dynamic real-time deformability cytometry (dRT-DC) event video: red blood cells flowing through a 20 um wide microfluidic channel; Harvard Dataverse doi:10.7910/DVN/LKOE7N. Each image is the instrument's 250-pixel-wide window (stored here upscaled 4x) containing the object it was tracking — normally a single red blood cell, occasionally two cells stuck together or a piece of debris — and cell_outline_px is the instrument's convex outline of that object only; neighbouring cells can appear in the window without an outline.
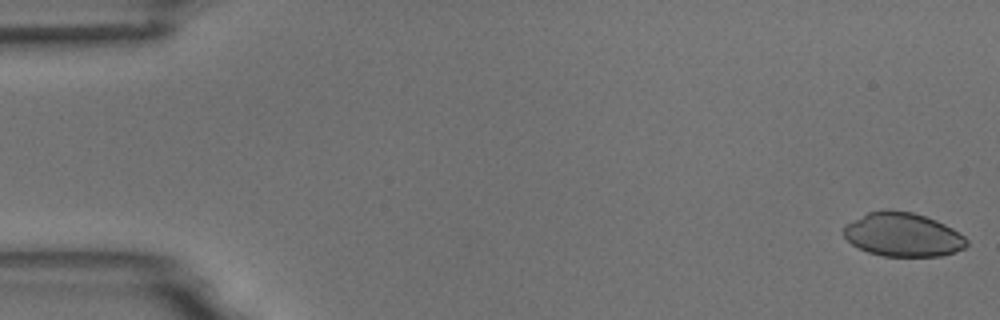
{"species": "common noctule bat (a hibernating species)", "species_latin": "Nyctalus noctula", "temperature_condition": "room temperature", "stored_images_in_passage": 54, "camera_frame_rate_fps": 3000, "um_per_image_px": 0.085, "animal": {"sex": "male", "body_mass_g": 18.8}, "frame": {"image": 1, "passage_image": 1, "time_ms": 0.0, "image_size_px": [1000, 320], "cell_outline_px": [[968, 244], [964, 248], [940, 256], [884, 256], [868, 252], [852, 244], [844, 236], [844, 224], [868, 212], [884, 208], [912, 212], [936, 220], [952, 228], [964, 236], [968, 240]], "centroid_in_image_um": [76.72, 19.93], "position_along_channel_um": 8.3, "area_um2": 31.39}}
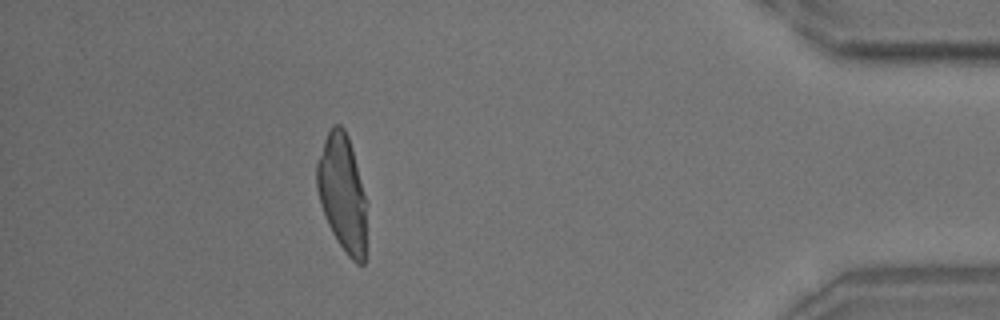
{"frame": {"image": 2, "passage_image": 48, "time_ms": 15.667, "image_size_px": [1000, 320], "cell_outline_px": [[368, 200], [364, 264], [356, 264], [348, 256], [332, 232], [328, 224], [320, 204], [316, 188], [316, 160], [324, 140], [332, 124], [340, 124], [344, 128], [348, 136], [352, 148]], "centroid_in_image_um": [29.12, 16.4], "position_along_channel_um": 406.1, "area_um2": 34.68}}